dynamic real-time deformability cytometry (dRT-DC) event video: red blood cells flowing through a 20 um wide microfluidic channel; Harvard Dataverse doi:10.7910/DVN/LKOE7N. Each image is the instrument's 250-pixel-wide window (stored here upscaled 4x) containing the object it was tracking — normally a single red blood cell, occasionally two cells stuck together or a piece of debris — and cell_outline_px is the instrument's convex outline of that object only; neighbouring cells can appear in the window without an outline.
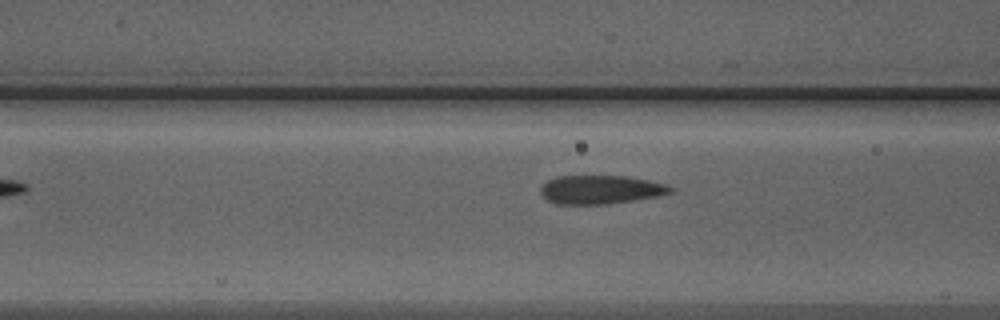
{"species": "Egyptian fruit bat (a non-hibernating species)", "species_latin": "Rousettus aegyptiacus", "temperature_condition": "warm", "stored_images_in_passage": 7, "camera_frame_rate_fps": 3000, "um_per_image_px": 0.085, "animal": {"sex": "male"}, "frame": {"image": 1, "passage_image": 5, "time_ms": 1.333, "image_size_px": [1000, 320], "cell_outline_px": [[676, 192], [660, 196], [608, 204], [556, 204], [548, 200], [540, 192], [540, 188], [548, 180], [556, 176], [628, 176], [648, 180], [664, 184], [676, 188]], "centroid_in_image_um": [51.11, 16.12], "position_along_channel_um": 115.5, "area_um2": 21.85}}